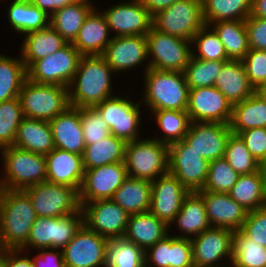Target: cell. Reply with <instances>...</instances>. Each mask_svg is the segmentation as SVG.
Masks as SVG:
<instances>
[{
  "mask_svg": "<svg viewBox=\"0 0 266 267\" xmlns=\"http://www.w3.org/2000/svg\"><path fill=\"white\" fill-rule=\"evenodd\" d=\"M259 170L262 174L264 190H265V195H266V159L260 162Z\"/></svg>",
  "mask_w": 266,
  "mask_h": 267,
  "instance_id": "obj_61",
  "label": "cell"
},
{
  "mask_svg": "<svg viewBox=\"0 0 266 267\" xmlns=\"http://www.w3.org/2000/svg\"><path fill=\"white\" fill-rule=\"evenodd\" d=\"M48 250V251H47ZM41 249L38 256L32 259L33 267H65L63 250L53 251L52 248Z\"/></svg>",
  "mask_w": 266,
  "mask_h": 267,
  "instance_id": "obj_56",
  "label": "cell"
},
{
  "mask_svg": "<svg viewBox=\"0 0 266 267\" xmlns=\"http://www.w3.org/2000/svg\"><path fill=\"white\" fill-rule=\"evenodd\" d=\"M83 224V212L64 217H37L31 228L27 243L20 249L33 246L37 249L64 248Z\"/></svg>",
  "mask_w": 266,
  "mask_h": 267,
  "instance_id": "obj_10",
  "label": "cell"
},
{
  "mask_svg": "<svg viewBox=\"0 0 266 267\" xmlns=\"http://www.w3.org/2000/svg\"><path fill=\"white\" fill-rule=\"evenodd\" d=\"M229 195L248 212L265 207L266 195L260 170L240 175Z\"/></svg>",
  "mask_w": 266,
  "mask_h": 267,
  "instance_id": "obj_37",
  "label": "cell"
},
{
  "mask_svg": "<svg viewBox=\"0 0 266 267\" xmlns=\"http://www.w3.org/2000/svg\"><path fill=\"white\" fill-rule=\"evenodd\" d=\"M193 264L191 239L170 236L169 267H189Z\"/></svg>",
  "mask_w": 266,
  "mask_h": 267,
  "instance_id": "obj_52",
  "label": "cell"
},
{
  "mask_svg": "<svg viewBox=\"0 0 266 267\" xmlns=\"http://www.w3.org/2000/svg\"><path fill=\"white\" fill-rule=\"evenodd\" d=\"M108 239L89 229L84 223L62 249L65 267H105Z\"/></svg>",
  "mask_w": 266,
  "mask_h": 267,
  "instance_id": "obj_15",
  "label": "cell"
},
{
  "mask_svg": "<svg viewBox=\"0 0 266 267\" xmlns=\"http://www.w3.org/2000/svg\"><path fill=\"white\" fill-rule=\"evenodd\" d=\"M204 200L208 220L212 227L225 228L233 232L241 230L247 210L238 204L229 193L197 192Z\"/></svg>",
  "mask_w": 266,
  "mask_h": 267,
  "instance_id": "obj_22",
  "label": "cell"
},
{
  "mask_svg": "<svg viewBox=\"0 0 266 267\" xmlns=\"http://www.w3.org/2000/svg\"><path fill=\"white\" fill-rule=\"evenodd\" d=\"M37 214L24 190L0 189V236L5 250H20Z\"/></svg>",
  "mask_w": 266,
  "mask_h": 267,
  "instance_id": "obj_1",
  "label": "cell"
},
{
  "mask_svg": "<svg viewBox=\"0 0 266 267\" xmlns=\"http://www.w3.org/2000/svg\"><path fill=\"white\" fill-rule=\"evenodd\" d=\"M178 225V229L183 231L185 235L175 236L191 239L186 234H193L196 237L203 231L211 228L208 220L205 203L203 198L197 192H190L183 200L179 213L175 216L174 221Z\"/></svg>",
  "mask_w": 266,
  "mask_h": 267,
  "instance_id": "obj_32",
  "label": "cell"
},
{
  "mask_svg": "<svg viewBox=\"0 0 266 267\" xmlns=\"http://www.w3.org/2000/svg\"><path fill=\"white\" fill-rule=\"evenodd\" d=\"M4 247H3V243H2V240H1V236H0V255L3 253L4 251Z\"/></svg>",
  "mask_w": 266,
  "mask_h": 267,
  "instance_id": "obj_64",
  "label": "cell"
},
{
  "mask_svg": "<svg viewBox=\"0 0 266 267\" xmlns=\"http://www.w3.org/2000/svg\"><path fill=\"white\" fill-rule=\"evenodd\" d=\"M168 227L150 211L131 214L124 237L146 251L168 235Z\"/></svg>",
  "mask_w": 266,
  "mask_h": 267,
  "instance_id": "obj_28",
  "label": "cell"
},
{
  "mask_svg": "<svg viewBox=\"0 0 266 267\" xmlns=\"http://www.w3.org/2000/svg\"><path fill=\"white\" fill-rule=\"evenodd\" d=\"M109 31L105 16L93 9L72 44L83 56L102 55L112 39Z\"/></svg>",
  "mask_w": 266,
  "mask_h": 267,
  "instance_id": "obj_26",
  "label": "cell"
},
{
  "mask_svg": "<svg viewBox=\"0 0 266 267\" xmlns=\"http://www.w3.org/2000/svg\"><path fill=\"white\" fill-rule=\"evenodd\" d=\"M232 104L215 86L189 90L187 113L191 122L229 124Z\"/></svg>",
  "mask_w": 266,
  "mask_h": 267,
  "instance_id": "obj_17",
  "label": "cell"
},
{
  "mask_svg": "<svg viewBox=\"0 0 266 267\" xmlns=\"http://www.w3.org/2000/svg\"><path fill=\"white\" fill-rule=\"evenodd\" d=\"M128 177L124 162L85 169L83 182L79 190V202L112 199L115 191Z\"/></svg>",
  "mask_w": 266,
  "mask_h": 267,
  "instance_id": "obj_16",
  "label": "cell"
},
{
  "mask_svg": "<svg viewBox=\"0 0 266 267\" xmlns=\"http://www.w3.org/2000/svg\"><path fill=\"white\" fill-rule=\"evenodd\" d=\"M179 0H140L141 4L154 16L159 11L167 9Z\"/></svg>",
  "mask_w": 266,
  "mask_h": 267,
  "instance_id": "obj_59",
  "label": "cell"
},
{
  "mask_svg": "<svg viewBox=\"0 0 266 267\" xmlns=\"http://www.w3.org/2000/svg\"><path fill=\"white\" fill-rule=\"evenodd\" d=\"M80 205L83 223L93 232L108 240L125 236L130 214L112 199L96 200Z\"/></svg>",
  "mask_w": 266,
  "mask_h": 267,
  "instance_id": "obj_13",
  "label": "cell"
},
{
  "mask_svg": "<svg viewBox=\"0 0 266 267\" xmlns=\"http://www.w3.org/2000/svg\"><path fill=\"white\" fill-rule=\"evenodd\" d=\"M189 267H200V266L193 264V265H191Z\"/></svg>",
  "mask_w": 266,
  "mask_h": 267,
  "instance_id": "obj_65",
  "label": "cell"
},
{
  "mask_svg": "<svg viewBox=\"0 0 266 267\" xmlns=\"http://www.w3.org/2000/svg\"><path fill=\"white\" fill-rule=\"evenodd\" d=\"M148 250H150L149 255ZM169 256L170 235H167L145 251V267L152 266H149L148 261H151L155 267H169Z\"/></svg>",
  "mask_w": 266,
  "mask_h": 267,
  "instance_id": "obj_55",
  "label": "cell"
},
{
  "mask_svg": "<svg viewBox=\"0 0 266 267\" xmlns=\"http://www.w3.org/2000/svg\"><path fill=\"white\" fill-rule=\"evenodd\" d=\"M151 193V181L128 176L115 191L112 200L128 214H139L150 210Z\"/></svg>",
  "mask_w": 266,
  "mask_h": 267,
  "instance_id": "obj_31",
  "label": "cell"
},
{
  "mask_svg": "<svg viewBox=\"0 0 266 267\" xmlns=\"http://www.w3.org/2000/svg\"><path fill=\"white\" fill-rule=\"evenodd\" d=\"M231 133L229 124L191 122L183 140L210 162L224 158L227 140Z\"/></svg>",
  "mask_w": 266,
  "mask_h": 267,
  "instance_id": "obj_19",
  "label": "cell"
},
{
  "mask_svg": "<svg viewBox=\"0 0 266 267\" xmlns=\"http://www.w3.org/2000/svg\"><path fill=\"white\" fill-rule=\"evenodd\" d=\"M224 159L240 175L259 171L260 163L251 155L238 134H230L226 144Z\"/></svg>",
  "mask_w": 266,
  "mask_h": 267,
  "instance_id": "obj_46",
  "label": "cell"
},
{
  "mask_svg": "<svg viewBox=\"0 0 266 267\" xmlns=\"http://www.w3.org/2000/svg\"><path fill=\"white\" fill-rule=\"evenodd\" d=\"M229 60H201L191 56L184 75L189 89L214 86L222 66Z\"/></svg>",
  "mask_w": 266,
  "mask_h": 267,
  "instance_id": "obj_44",
  "label": "cell"
},
{
  "mask_svg": "<svg viewBox=\"0 0 266 267\" xmlns=\"http://www.w3.org/2000/svg\"><path fill=\"white\" fill-rule=\"evenodd\" d=\"M83 55L67 43L58 51L34 61L27 68V79L40 84L69 87Z\"/></svg>",
  "mask_w": 266,
  "mask_h": 267,
  "instance_id": "obj_8",
  "label": "cell"
},
{
  "mask_svg": "<svg viewBox=\"0 0 266 267\" xmlns=\"http://www.w3.org/2000/svg\"><path fill=\"white\" fill-rule=\"evenodd\" d=\"M151 184L152 193L149 211L170 226L179 213L184 198L190 192L175 175L169 172L151 181Z\"/></svg>",
  "mask_w": 266,
  "mask_h": 267,
  "instance_id": "obj_18",
  "label": "cell"
},
{
  "mask_svg": "<svg viewBox=\"0 0 266 267\" xmlns=\"http://www.w3.org/2000/svg\"><path fill=\"white\" fill-rule=\"evenodd\" d=\"M79 1L80 0H30L33 5L39 7L49 16H51L56 10L62 9L65 6L76 4Z\"/></svg>",
  "mask_w": 266,
  "mask_h": 267,
  "instance_id": "obj_57",
  "label": "cell"
},
{
  "mask_svg": "<svg viewBox=\"0 0 266 267\" xmlns=\"http://www.w3.org/2000/svg\"><path fill=\"white\" fill-rule=\"evenodd\" d=\"M169 145L156 139L127 142L124 163L132 178L153 181L169 172Z\"/></svg>",
  "mask_w": 266,
  "mask_h": 267,
  "instance_id": "obj_5",
  "label": "cell"
},
{
  "mask_svg": "<svg viewBox=\"0 0 266 267\" xmlns=\"http://www.w3.org/2000/svg\"><path fill=\"white\" fill-rule=\"evenodd\" d=\"M214 86L233 105L242 102L255 92L242 61L229 60L216 77Z\"/></svg>",
  "mask_w": 266,
  "mask_h": 267,
  "instance_id": "obj_27",
  "label": "cell"
},
{
  "mask_svg": "<svg viewBox=\"0 0 266 267\" xmlns=\"http://www.w3.org/2000/svg\"><path fill=\"white\" fill-rule=\"evenodd\" d=\"M80 120L86 145L103 140L111 135L107 122L94 107H81Z\"/></svg>",
  "mask_w": 266,
  "mask_h": 267,
  "instance_id": "obj_49",
  "label": "cell"
},
{
  "mask_svg": "<svg viewBox=\"0 0 266 267\" xmlns=\"http://www.w3.org/2000/svg\"><path fill=\"white\" fill-rule=\"evenodd\" d=\"M101 56L114 72L129 70L148 58L147 36H112Z\"/></svg>",
  "mask_w": 266,
  "mask_h": 267,
  "instance_id": "obj_23",
  "label": "cell"
},
{
  "mask_svg": "<svg viewBox=\"0 0 266 267\" xmlns=\"http://www.w3.org/2000/svg\"><path fill=\"white\" fill-rule=\"evenodd\" d=\"M23 118L19 97L0 102V149L14 145Z\"/></svg>",
  "mask_w": 266,
  "mask_h": 267,
  "instance_id": "obj_45",
  "label": "cell"
},
{
  "mask_svg": "<svg viewBox=\"0 0 266 267\" xmlns=\"http://www.w3.org/2000/svg\"><path fill=\"white\" fill-rule=\"evenodd\" d=\"M249 49L266 50V18L249 15L245 20Z\"/></svg>",
  "mask_w": 266,
  "mask_h": 267,
  "instance_id": "obj_54",
  "label": "cell"
},
{
  "mask_svg": "<svg viewBox=\"0 0 266 267\" xmlns=\"http://www.w3.org/2000/svg\"><path fill=\"white\" fill-rule=\"evenodd\" d=\"M250 15L257 18H266V0H252Z\"/></svg>",
  "mask_w": 266,
  "mask_h": 267,
  "instance_id": "obj_60",
  "label": "cell"
},
{
  "mask_svg": "<svg viewBox=\"0 0 266 267\" xmlns=\"http://www.w3.org/2000/svg\"><path fill=\"white\" fill-rule=\"evenodd\" d=\"M67 43L50 25L41 30L28 32L21 48V59L28 68L34 61L58 51Z\"/></svg>",
  "mask_w": 266,
  "mask_h": 267,
  "instance_id": "obj_30",
  "label": "cell"
},
{
  "mask_svg": "<svg viewBox=\"0 0 266 267\" xmlns=\"http://www.w3.org/2000/svg\"><path fill=\"white\" fill-rule=\"evenodd\" d=\"M241 231L254 243L266 247V206L247 212Z\"/></svg>",
  "mask_w": 266,
  "mask_h": 267,
  "instance_id": "obj_51",
  "label": "cell"
},
{
  "mask_svg": "<svg viewBox=\"0 0 266 267\" xmlns=\"http://www.w3.org/2000/svg\"><path fill=\"white\" fill-rule=\"evenodd\" d=\"M239 176L224 158L212 160L209 162L208 177L203 190L229 193Z\"/></svg>",
  "mask_w": 266,
  "mask_h": 267,
  "instance_id": "obj_47",
  "label": "cell"
},
{
  "mask_svg": "<svg viewBox=\"0 0 266 267\" xmlns=\"http://www.w3.org/2000/svg\"><path fill=\"white\" fill-rule=\"evenodd\" d=\"M152 113L156 115L157 124L165 132L163 138L159 139L161 143L170 145L184 139L191 124L187 111L158 110Z\"/></svg>",
  "mask_w": 266,
  "mask_h": 267,
  "instance_id": "obj_43",
  "label": "cell"
},
{
  "mask_svg": "<svg viewBox=\"0 0 266 267\" xmlns=\"http://www.w3.org/2000/svg\"><path fill=\"white\" fill-rule=\"evenodd\" d=\"M169 173L177 179L189 192H198L206 184L209 161L199 155L184 141L169 145Z\"/></svg>",
  "mask_w": 266,
  "mask_h": 267,
  "instance_id": "obj_12",
  "label": "cell"
},
{
  "mask_svg": "<svg viewBox=\"0 0 266 267\" xmlns=\"http://www.w3.org/2000/svg\"><path fill=\"white\" fill-rule=\"evenodd\" d=\"M109 30L118 36L146 35L152 29L153 16L140 0L121 3L102 12Z\"/></svg>",
  "mask_w": 266,
  "mask_h": 267,
  "instance_id": "obj_21",
  "label": "cell"
},
{
  "mask_svg": "<svg viewBox=\"0 0 266 267\" xmlns=\"http://www.w3.org/2000/svg\"><path fill=\"white\" fill-rule=\"evenodd\" d=\"M144 102L151 111H186L189 98V86L184 72L145 69Z\"/></svg>",
  "mask_w": 266,
  "mask_h": 267,
  "instance_id": "obj_3",
  "label": "cell"
},
{
  "mask_svg": "<svg viewBox=\"0 0 266 267\" xmlns=\"http://www.w3.org/2000/svg\"><path fill=\"white\" fill-rule=\"evenodd\" d=\"M14 146L41 155L50 153L55 146L49 121L24 117L18 127Z\"/></svg>",
  "mask_w": 266,
  "mask_h": 267,
  "instance_id": "obj_29",
  "label": "cell"
},
{
  "mask_svg": "<svg viewBox=\"0 0 266 267\" xmlns=\"http://www.w3.org/2000/svg\"><path fill=\"white\" fill-rule=\"evenodd\" d=\"M68 92V87L26 79L19 93L24 117L52 120L70 106Z\"/></svg>",
  "mask_w": 266,
  "mask_h": 267,
  "instance_id": "obj_6",
  "label": "cell"
},
{
  "mask_svg": "<svg viewBox=\"0 0 266 267\" xmlns=\"http://www.w3.org/2000/svg\"><path fill=\"white\" fill-rule=\"evenodd\" d=\"M229 126L234 134L252 128H266V99L254 92L233 105Z\"/></svg>",
  "mask_w": 266,
  "mask_h": 267,
  "instance_id": "obj_33",
  "label": "cell"
},
{
  "mask_svg": "<svg viewBox=\"0 0 266 267\" xmlns=\"http://www.w3.org/2000/svg\"><path fill=\"white\" fill-rule=\"evenodd\" d=\"M49 123L55 148L83 155L86 144L80 120V108L69 106Z\"/></svg>",
  "mask_w": 266,
  "mask_h": 267,
  "instance_id": "obj_25",
  "label": "cell"
},
{
  "mask_svg": "<svg viewBox=\"0 0 266 267\" xmlns=\"http://www.w3.org/2000/svg\"><path fill=\"white\" fill-rule=\"evenodd\" d=\"M91 4L88 0H80L76 4L56 10L49 17V25L68 43H73L84 20L95 9Z\"/></svg>",
  "mask_w": 266,
  "mask_h": 267,
  "instance_id": "obj_34",
  "label": "cell"
},
{
  "mask_svg": "<svg viewBox=\"0 0 266 267\" xmlns=\"http://www.w3.org/2000/svg\"><path fill=\"white\" fill-rule=\"evenodd\" d=\"M127 142L121 138L110 135L103 140L86 145L83 153L85 169H92L116 162H124Z\"/></svg>",
  "mask_w": 266,
  "mask_h": 267,
  "instance_id": "obj_35",
  "label": "cell"
},
{
  "mask_svg": "<svg viewBox=\"0 0 266 267\" xmlns=\"http://www.w3.org/2000/svg\"><path fill=\"white\" fill-rule=\"evenodd\" d=\"M233 267H266V247L254 243L241 230L234 232Z\"/></svg>",
  "mask_w": 266,
  "mask_h": 267,
  "instance_id": "obj_42",
  "label": "cell"
},
{
  "mask_svg": "<svg viewBox=\"0 0 266 267\" xmlns=\"http://www.w3.org/2000/svg\"><path fill=\"white\" fill-rule=\"evenodd\" d=\"M5 177L0 189L24 190L47 179L45 155L10 146L1 150ZM5 179V180H4Z\"/></svg>",
  "mask_w": 266,
  "mask_h": 267,
  "instance_id": "obj_4",
  "label": "cell"
},
{
  "mask_svg": "<svg viewBox=\"0 0 266 267\" xmlns=\"http://www.w3.org/2000/svg\"><path fill=\"white\" fill-rule=\"evenodd\" d=\"M45 158L47 167L46 181L68 185L79 192L85 173L83 156L54 148L45 155Z\"/></svg>",
  "mask_w": 266,
  "mask_h": 267,
  "instance_id": "obj_24",
  "label": "cell"
},
{
  "mask_svg": "<svg viewBox=\"0 0 266 267\" xmlns=\"http://www.w3.org/2000/svg\"><path fill=\"white\" fill-rule=\"evenodd\" d=\"M255 92L263 99H266V83H263L257 89H255Z\"/></svg>",
  "mask_w": 266,
  "mask_h": 267,
  "instance_id": "obj_62",
  "label": "cell"
},
{
  "mask_svg": "<svg viewBox=\"0 0 266 267\" xmlns=\"http://www.w3.org/2000/svg\"><path fill=\"white\" fill-rule=\"evenodd\" d=\"M209 27V25L205 24L192 38L191 43H196L197 51H199L197 56L196 53H193L192 49V56L201 60H228L224 45L219 36L214 29L208 32Z\"/></svg>",
  "mask_w": 266,
  "mask_h": 267,
  "instance_id": "obj_48",
  "label": "cell"
},
{
  "mask_svg": "<svg viewBox=\"0 0 266 267\" xmlns=\"http://www.w3.org/2000/svg\"><path fill=\"white\" fill-rule=\"evenodd\" d=\"M112 72L114 71L101 55L82 56L68 87L70 106L94 107L104 99L112 97L110 77ZM71 86H76L72 88L73 92L70 91Z\"/></svg>",
  "mask_w": 266,
  "mask_h": 267,
  "instance_id": "obj_2",
  "label": "cell"
},
{
  "mask_svg": "<svg viewBox=\"0 0 266 267\" xmlns=\"http://www.w3.org/2000/svg\"><path fill=\"white\" fill-rule=\"evenodd\" d=\"M205 25L202 0H179L153 16L152 28L191 41Z\"/></svg>",
  "mask_w": 266,
  "mask_h": 267,
  "instance_id": "obj_7",
  "label": "cell"
},
{
  "mask_svg": "<svg viewBox=\"0 0 266 267\" xmlns=\"http://www.w3.org/2000/svg\"><path fill=\"white\" fill-rule=\"evenodd\" d=\"M27 79V68L22 59L0 54V102L18 98Z\"/></svg>",
  "mask_w": 266,
  "mask_h": 267,
  "instance_id": "obj_41",
  "label": "cell"
},
{
  "mask_svg": "<svg viewBox=\"0 0 266 267\" xmlns=\"http://www.w3.org/2000/svg\"><path fill=\"white\" fill-rule=\"evenodd\" d=\"M20 252L21 250H5V266L6 267H33V261L31 260V258L18 257L19 254H21Z\"/></svg>",
  "mask_w": 266,
  "mask_h": 267,
  "instance_id": "obj_58",
  "label": "cell"
},
{
  "mask_svg": "<svg viewBox=\"0 0 266 267\" xmlns=\"http://www.w3.org/2000/svg\"><path fill=\"white\" fill-rule=\"evenodd\" d=\"M0 267H6L5 266V250L3 253L0 255Z\"/></svg>",
  "mask_w": 266,
  "mask_h": 267,
  "instance_id": "obj_63",
  "label": "cell"
},
{
  "mask_svg": "<svg viewBox=\"0 0 266 267\" xmlns=\"http://www.w3.org/2000/svg\"><path fill=\"white\" fill-rule=\"evenodd\" d=\"M105 267H145V251L125 237L109 239Z\"/></svg>",
  "mask_w": 266,
  "mask_h": 267,
  "instance_id": "obj_40",
  "label": "cell"
},
{
  "mask_svg": "<svg viewBox=\"0 0 266 267\" xmlns=\"http://www.w3.org/2000/svg\"><path fill=\"white\" fill-rule=\"evenodd\" d=\"M213 29L224 45L228 60L242 61L249 51L245 20L218 21Z\"/></svg>",
  "mask_w": 266,
  "mask_h": 267,
  "instance_id": "obj_36",
  "label": "cell"
},
{
  "mask_svg": "<svg viewBox=\"0 0 266 267\" xmlns=\"http://www.w3.org/2000/svg\"><path fill=\"white\" fill-rule=\"evenodd\" d=\"M107 122L110 132L126 142L138 139L140 124L139 104L117 95L94 106Z\"/></svg>",
  "mask_w": 266,
  "mask_h": 267,
  "instance_id": "obj_14",
  "label": "cell"
},
{
  "mask_svg": "<svg viewBox=\"0 0 266 267\" xmlns=\"http://www.w3.org/2000/svg\"><path fill=\"white\" fill-rule=\"evenodd\" d=\"M148 62L147 69L160 71L184 72L192 56L189 47L191 41L151 29L147 34Z\"/></svg>",
  "mask_w": 266,
  "mask_h": 267,
  "instance_id": "obj_11",
  "label": "cell"
},
{
  "mask_svg": "<svg viewBox=\"0 0 266 267\" xmlns=\"http://www.w3.org/2000/svg\"><path fill=\"white\" fill-rule=\"evenodd\" d=\"M238 135L259 163L266 159V128H252L241 131Z\"/></svg>",
  "mask_w": 266,
  "mask_h": 267,
  "instance_id": "obj_53",
  "label": "cell"
},
{
  "mask_svg": "<svg viewBox=\"0 0 266 267\" xmlns=\"http://www.w3.org/2000/svg\"><path fill=\"white\" fill-rule=\"evenodd\" d=\"M233 237L234 232L229 229L211 227L196 238H191L194 264L217 267L216 263L228 256L232 263Z\"/></svg>",
  "mask_w": 266,
  "mask_h": 267,
  "instance_id": "obj_20",
  "label": "cell"
},
{
  "mask_svg": "<svg viewBox=\"0 0 266 267\" xmlns=\"http://www.w3.org/2000/svg\"><path fill=\"white\" fill-rule=\"evenodd\" d=\"M252 0H202L206 25L218 21L246 20L250 15Z\"/></svg>",
  "mask_w": 266,
  "mask_h": 267,
  "instance_id": "obj_39",
  "label": "cell"
},
{
  "mask_svg": "<svg viewBox=\"0 0 266 267\" xmlns=\"http://www.w3.org/2000/svg\"><path fill=\"white\" fill-rule=\"evenodd\" d=\"M242 62L246 66L247 77L255 89L266 83V50L249 49Z\"/></svg>",
  "mask_w": 266,
  "mask_h": 267,
  "instance_id": "obj_50",
  "label": "cell"
},
{
  "mask_svg": "<svg viewBox=\"0 0 266 267\" xmlns=\"http://www.w3.org/2000/svg\"><path fill=\"white\" fill-rule=\"evenodd\" d=\"M37 217H64L81 209L79 192L68 185L44 181L24 189Z\"/></svg>",
  "mask_w": 266,
  "mask_h": 267,
  "instance_id": "obj_9",
  "label": "cell"
},
{
  "mask_svg": "<svg viewBox=\"0 0 266 267\" xmlns=\"http://www.w3.org/2000/svg\"><path fill=\"white\" fill-rule=\"evenodd\" d=\"M11 26L20 33L41 30L49 26V15L30 0H14L8 9Z\"/></svg>",
  "mask_w": 266,
  "mask_h": 267,
  "instance_id": "obj_38",
  "label": "cell"
}]
</instances>
